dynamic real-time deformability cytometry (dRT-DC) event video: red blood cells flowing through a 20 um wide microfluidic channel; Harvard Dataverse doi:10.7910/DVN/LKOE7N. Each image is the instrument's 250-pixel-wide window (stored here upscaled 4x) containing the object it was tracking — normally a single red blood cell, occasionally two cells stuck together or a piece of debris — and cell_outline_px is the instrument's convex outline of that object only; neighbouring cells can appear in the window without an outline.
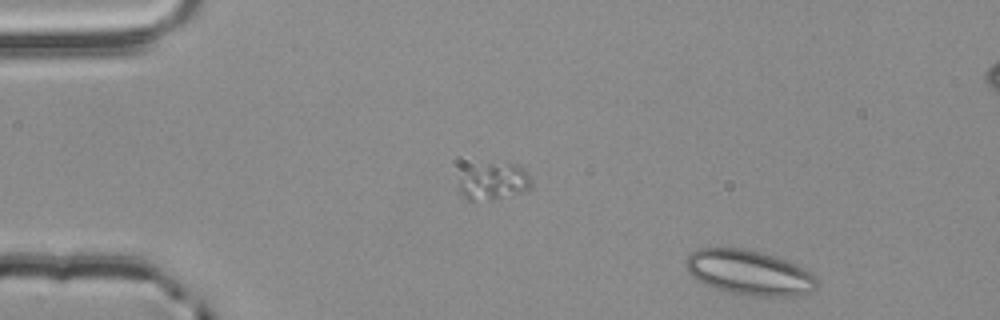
{"species": "common noctule bat (a hibernating species)", "species_latin": "Nyctalus noctula", "temperature_condition": "room temperature", "stored_images_in_passage": 2, "segment_of_instrument_passage": [2, 2], "camera_frame_rate_fps": 3000, "um_per_image_px": 0.085, "animal": {"sex": "male", "body_mass_g": 20.4}, "frame": {"image": 1, "passage_image": 2, "time_ms": 0.333, "image_size_px": [1000, 320], "cell_outline_px": [[816, 288], [812, 292], [796, 296], [748, 296], [724, 292], [704, 284], [692, 276], [688, 272], [684, 264], [684, 260], [692, 252], [700, 248], [744, 248], [760, 252], [788, 260], [812, 272], [816, 276]], "centroid_in_image_um": [63.68, 23.18], "position_along_channel_um": 21.3, "area_um2": 34.74}}